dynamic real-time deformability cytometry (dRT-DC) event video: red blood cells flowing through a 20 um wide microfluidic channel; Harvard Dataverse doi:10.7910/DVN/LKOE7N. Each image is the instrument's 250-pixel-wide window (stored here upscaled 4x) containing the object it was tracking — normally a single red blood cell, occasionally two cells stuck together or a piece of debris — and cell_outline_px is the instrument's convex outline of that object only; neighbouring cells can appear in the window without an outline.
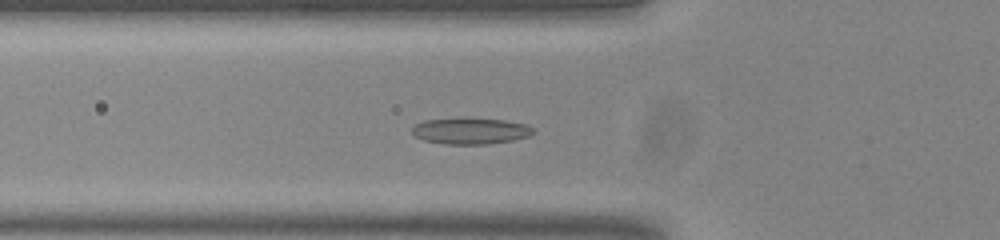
{"species": "common noctule bat (a hibernating species)", "species_latin": "Nyctalus noctula", "temperature_condition": "room temperature", "stored_images_in_passage": 38, "camera_frame_rate_fps": 3000, "um_per_image_px": 0.085, "animal": {"sex": "male", "body_mass_g": 20.0, "forearm_length_mm": 53.3}, "frame": {"image": 1, "passage_image": 2, "time_ms": 0.333, "image_size_px": [1000, 240], "cell_outline_px": [[536, 132], [528, 136], [512, 140], [488, 144], [444, 144], [424, 140], [416, 136], [412, 132], [412, 128], [416, 124], [424, 120], [464, 116], [504, 120], [524, 124], [536, 128]], "centroid_in_image_um": [40.0, 11.1], "position_along_channel_um": 85.8, "area_um2": 19.02}}
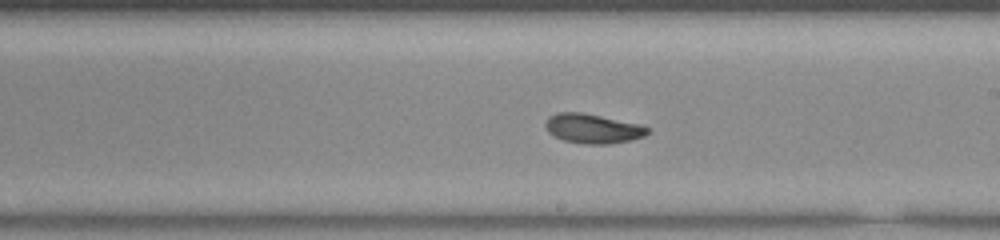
{"frame": {"image": 2, "passage_image": 14, "time_ms": 4.333, "image_size_px": [1000, 240], "cell_outline_px": [[648, 132], [644, 136], [632, 140], [612, 144], [584, 144], [564, 140], [548, 132], [544, 124], [548, 116], [556, 112], [584, 112], [640, 124], [648, 128]], "centroid_in_image_um": [50.37, 10.92], "position_along_channel_um": 238.6, "area_um2": 17.69}}
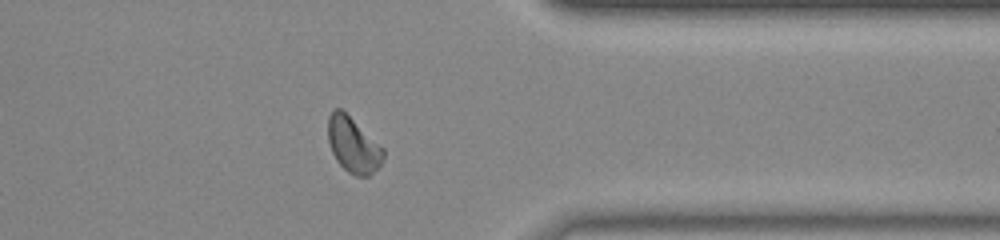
{"frame": {"image": 3, "passage_image": 26, "time_ms": 8.333, "image_size_px": [1000, 240], "cell_outline_px": [[384, 156], [380, 164], [368, 176], [356, 176], [348, 172], [336, 160], [332, 152], [328, 140], [328, 116], [332, 108], [340, 108], [384, 148]], "centroid_in_image_um": [30.0, 12.31], "position_along_channel_um": 381.4, "area_um2": 17.63}}